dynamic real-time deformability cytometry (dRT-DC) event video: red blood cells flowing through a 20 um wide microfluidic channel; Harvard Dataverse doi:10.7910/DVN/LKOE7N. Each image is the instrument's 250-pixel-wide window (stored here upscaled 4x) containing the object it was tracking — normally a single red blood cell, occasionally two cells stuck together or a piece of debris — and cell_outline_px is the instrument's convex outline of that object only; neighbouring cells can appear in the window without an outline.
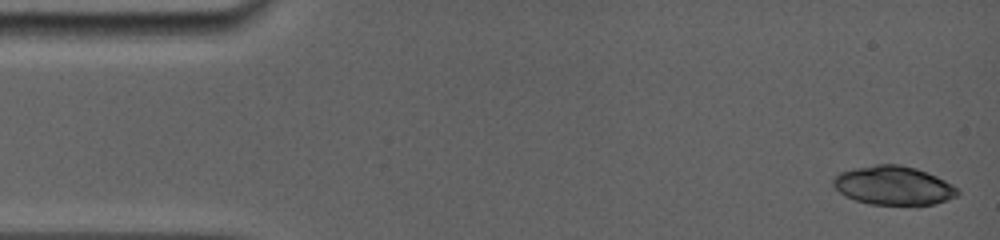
{"species": "common noctule bat (a hibernating species)", "species_latin": "Nyctalus noctula", "temperature_condition": "room temperature", "stored_images_in_passage": 15, "camera_frame_rate_fps": 5000, "um_per_image_px": 0.085, "animal": {"sex": "female", "body_mass_g": 19.0, "forearm_length_mm": 56.7}, "frame": {"image": 1, "passage_image": 1, "time_ms": 0.0, "image_size_px": [1000, 240], "cell_outline_px": [[960, 192], [956, 196], [936, 204], [916, 208], [868, 204], [844, 196], [832, 184], [832, 180], [840, 172], [856, 168], [876, 164], [900, 164], [916, 168], [936, 176], [960, 188]], "centroid_in_image_um": [75.99, 15.82], "position_along_channel_um": 9.0, "area_um2": 29.02}}
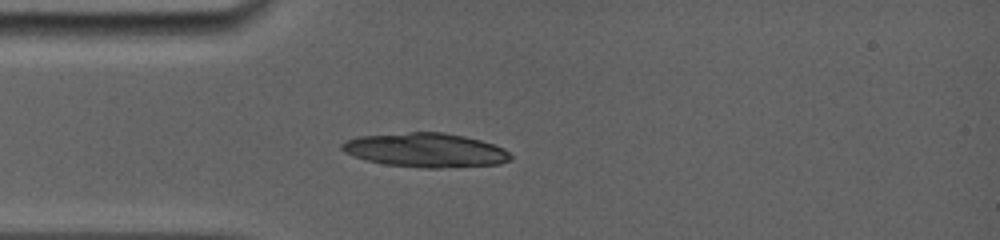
{"frame": {"image": 2, "passage_image": 15, "time_ms": 3.8, "image_size_px": [1000, 240], "cell_outline_px": [[512, 160], [500, 164], [440, 168], [420, 168], [384, 164], [352, 156], [344, 152], [340, 148], [340, 144], [344, 140], [360, 136], [408, 132], [444, 132], [464, 136], [480, 140], [504, 148], [512, 156]], "centroid_in_image_um": [36.16, 12.76], "position_along_channel_um": 48.8, "area_um2": 33.76}}